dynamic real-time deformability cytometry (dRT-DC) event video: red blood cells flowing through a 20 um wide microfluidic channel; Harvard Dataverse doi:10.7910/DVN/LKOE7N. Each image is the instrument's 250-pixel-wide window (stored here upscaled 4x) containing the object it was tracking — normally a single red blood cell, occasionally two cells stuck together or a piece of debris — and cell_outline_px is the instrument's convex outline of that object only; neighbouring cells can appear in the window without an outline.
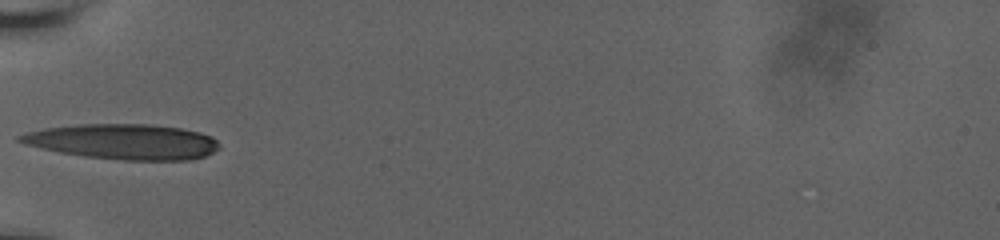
{"species": "human", "species_latin": "Homo sapiens", "temperature_condition": "room temperature", "stored_images_in_passage": 34, "camera_frame_rate_fps": 3000, "um_per_image_px": 0.085, "donor": {"sex": "male"}, "frame": {"image": 1, "passage_image": 1, "time_ms": 0.0, "image_size_px": [1000, 240], "cell_outline_px": [[220, 148], [204, 156], [192, 160], [124, 160], [84, 156], [60, 152], [24, 144], [16, 140], [16, 136], [28, 132], [44, 128], [76, 124], [148, 124], [180, 128], [200, 132], [212, 136], [220, 144]], "centroid_in_image_um": [10.49, 12.04], "position_along_channel_um": 74.5, "area_um2": 41.04}}
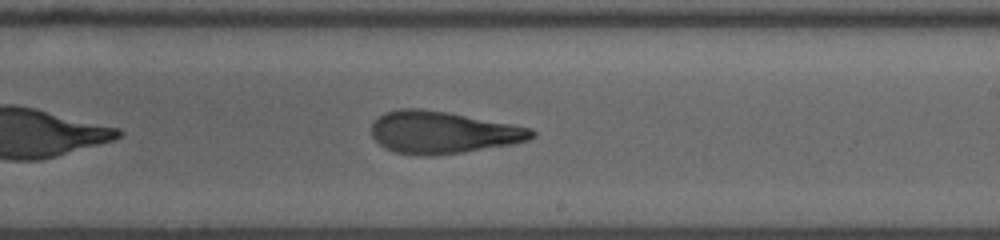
{"frame": {"image": 2, "passage_image": 15, "time_ms": 4.667, "image_size_px": [1000, 240], "cell_outline_px": [[536, 136], [528, 140], [512, 144], [464, 152], [432, 156], [424, 156], [396, 152], [384, 148], [372, 136], [372, 124], [384, 112], [400, 108], [420, 108], [448, 112], [512, 124], [532, 128], [536, 132]], "centroid_in_image_um": [37.65, 11.25], "position_along_channel_um": 251.4, "area_um2": 39.48}}
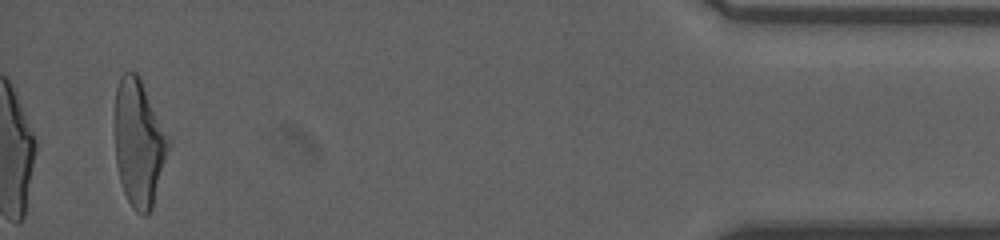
{"frame": {"image": 3, "passage_image": 34, "time_ms": 11.0, "image_size_px": [1000, 240], "cell_outline_px": [[168, 148], [152, 208], [144, 216], [136, 212], [132, 208], [124, 192], [120, 180], [116, 164], [112, 128], [112, 124], [116, 88], [120, 76], [124, 72], [136, 72], [140, 76], [168, 136]], "centroid_in_image_um": [11.73, 12.1], "position_along_channel_um": 423.5, "area_um2": 40.0}, "authors_computed_cell_mechanics": {"area_um2": 39.6219, "velocity_mm_per_s": 3.8192, "shape_relaxation_time_tau1_ms": 7.789, "shape_relaxation_time_tau2_ms": 1.6748, "deformation_change_tau1": 0.2819, "deformation_change_tau2": 0.1159}}